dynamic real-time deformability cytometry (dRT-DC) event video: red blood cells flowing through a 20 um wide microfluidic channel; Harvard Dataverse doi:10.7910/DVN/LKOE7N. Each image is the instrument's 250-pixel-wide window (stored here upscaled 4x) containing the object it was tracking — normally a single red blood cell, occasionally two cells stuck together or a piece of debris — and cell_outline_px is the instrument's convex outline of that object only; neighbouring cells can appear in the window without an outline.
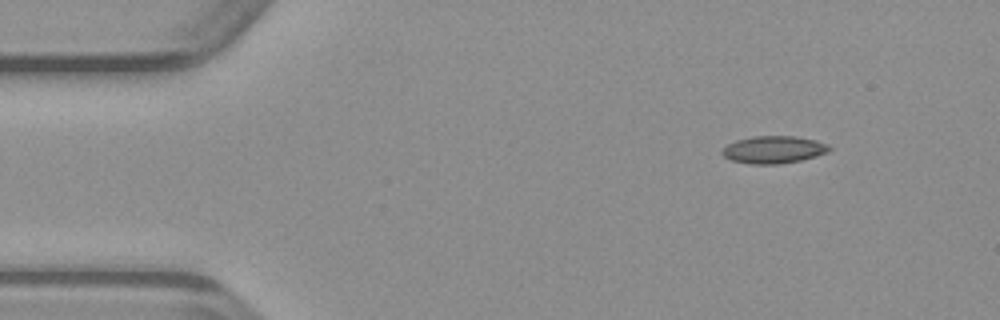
{"species": "common noctule bat (a hibernating species)", "species_latin": "Nyctalus noctula", "temperature_condition": "warm", "stored_images_in_passage": 44, "camera_frame_rate_fps": 3000, "um_per_image_px": 0.085, "animal": {"sex": "male", "body_mass_g": 23.1, "forearm_length_mm": 52.7}, "frame": {"image": 1, "passage_image": 1, "time_ms": 0.0, "image_size_px": [1000, 320], "cell_outline_px": [[832, 148], [828, 152], [816, 156], [800, 160], [780, 164], [752, 164], [732, 160], [724, 156], [720, 152], [728, 144], [736, 140], [752, 136], [792, 136], [816, 140], [828, 144]], "centroid_in_image_um": [65.77, 12.71], "position_along_channel_um": 19.2, "area_um2": 17.05}}
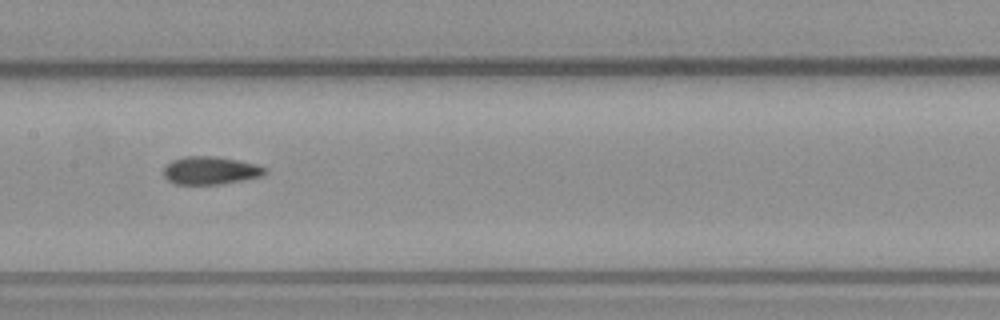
{"frame": {"image": 2, "passage_image": 19, "time_ms": 6.0, "image_size_px": [1000, 320], "cell_outline_px": [[268, 172], [264, 176], [224, 184], [176, 184], [168, 180], [164, 176], [164, 168], [172, 160], [184, 156], [216, 156], [256, 164], [268, 168]], "centroid_in_image_um": [17.94, 14.49], "position_along_channel_um": 189.5, "area_um2": 16.65}}
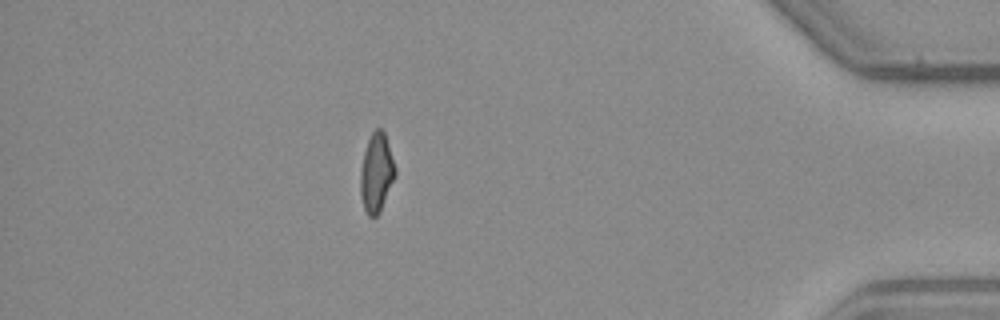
{"frame": {"image": 3, "passage_image": 38, "time_ms": 12.333, "image_size_px": [1000, 320], "cell_outline_px": [[396, 176], [380, 212], [376, 216], [368, 216], [364, 208], [360, 196], [360, 172], [364, 152], [368, 140], [372, 132], [376, 128], [380, 128], [384, 132], [396, 168]], "centroid_in_image_um": [32.0, 14.71], "position_along_channel_um": 403.2, "area_um2": 16.01}}